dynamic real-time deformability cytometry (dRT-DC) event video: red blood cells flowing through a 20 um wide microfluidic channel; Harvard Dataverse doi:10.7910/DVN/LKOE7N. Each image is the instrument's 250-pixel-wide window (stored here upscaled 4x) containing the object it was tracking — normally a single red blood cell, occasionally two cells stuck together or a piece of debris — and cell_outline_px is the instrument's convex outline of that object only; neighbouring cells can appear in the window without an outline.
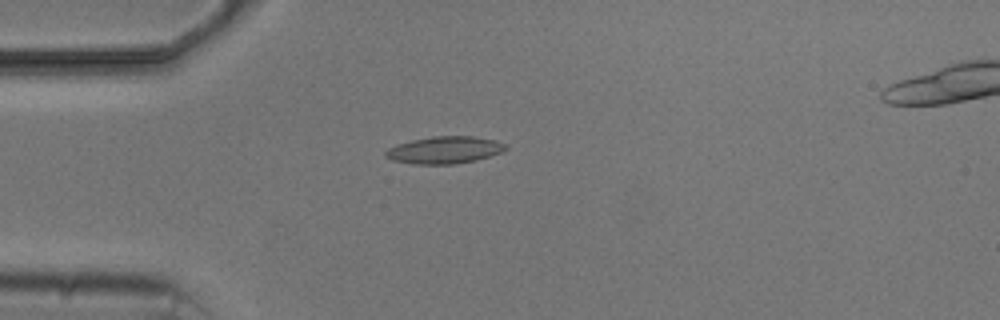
{"species": "common noctule bat (a hibernating species)", "species_latin": "Nyctalus noctula", "temperature_condition": "cold", "stored_images_in_passage": 5, "camera_frame_rate_fps": 3000, "um_per_image_px": 0.085, "animal": {"sex": "male", "body_mass_g": 20.5, "forearm_length_mm": 52.5}, "frame": {"image": 1, "passage_image": 5, "time_ms": 6.0, "image_size_px": [1000, 320], "cell_outline_px": [[508, 148], [500, 152], [476, 160], [456, 164], [412, 164], [392, 160], [384, 156], [384, 152], [388, 148], [396, 144], [412, 140], [432, 136], [472, 136], [496, 140], [508, 144]], "centroid_in_image_um": [37.77, 12.75], "position_along_channel_um": 47.2, "area_um2": 19.13}}